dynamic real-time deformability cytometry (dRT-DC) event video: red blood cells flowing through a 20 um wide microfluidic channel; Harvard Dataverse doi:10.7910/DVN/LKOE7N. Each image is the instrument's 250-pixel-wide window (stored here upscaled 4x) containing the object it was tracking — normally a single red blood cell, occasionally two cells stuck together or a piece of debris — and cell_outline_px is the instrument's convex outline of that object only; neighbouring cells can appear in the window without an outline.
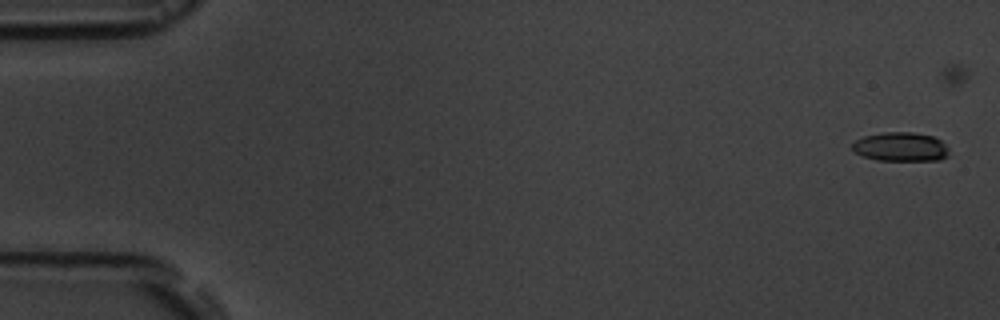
{"species": "common noctule bat (a hibernating species)", "species_latin": "Nyctalus noctula", "temperature_condition": "room temperature", "stored_images_in_passage": 8, "camera_frame_rate_fps": 3000, "um_per_image_px": 0.085, "animal": {"sex": "male", "body_mass_g": 19.5, "forearm_length_mm": 54.6}, "frame": {"image": 1, "passage_image": 1, "time_ms": 0.0, "image_size_px": [1000, 320], "cell_outline_px": [[948, 156], [940, 160], [876, 160], [852, 152], [852, 144], [856, 140], [864, 136], [884, 132], [912, 132], [932, 136], [940, 140], [948, 148]], "centroid_in_image_um": [76.54, 12.48], "position_along_channel_um": 8.5, "area_um2": 16.36}}
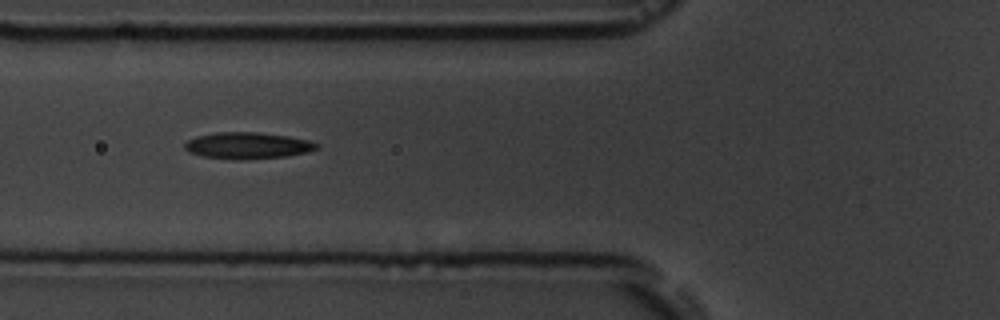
{"frame": {"image": 2, "passage_image": 7, "time_ms": 6.667, "image_size_px": [1000, 320], "cell_outline_px": [[320, 148], [308, 152], [288, 156], [236, 160], [204, 156], [188, 152], [184, 148], [184, 144], [188, 140], [196, 136], [216, 132], [256, 132], [288, 136], [308, 140], [320, 144]], "centroid_in_image_um": [21.06, 12.37], "position_along_channel_um": 104.7, "area_um2": 20.46}}
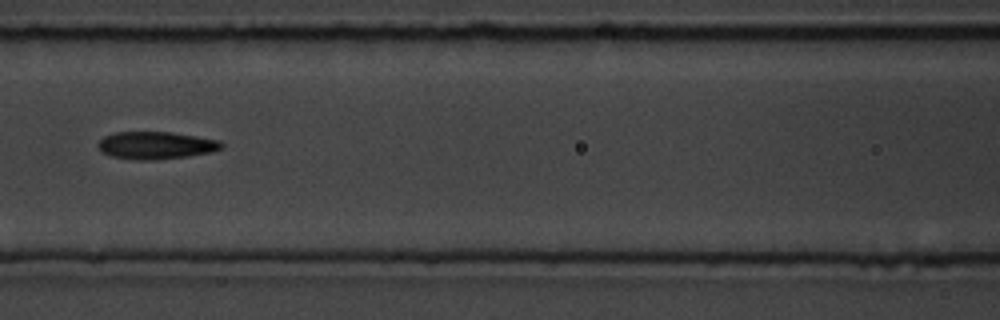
{"frame": {"image": 3, "passage_image": 8, "time_ms": 8.0, "image_size_px": [1000, 320], "cell_outline_px": [[224, 144], [220, 148], [212, 152], [188, 156], [156, 160], [140, 160], [112, 156], [100, 152], [96, 144], [104, 136], [116, 132], [172, 132], [220, 140]], "centroid_in_image_um": [13.24, 12.35], "position_along_channel_um": 153.4, "area_um2": 19.83}}